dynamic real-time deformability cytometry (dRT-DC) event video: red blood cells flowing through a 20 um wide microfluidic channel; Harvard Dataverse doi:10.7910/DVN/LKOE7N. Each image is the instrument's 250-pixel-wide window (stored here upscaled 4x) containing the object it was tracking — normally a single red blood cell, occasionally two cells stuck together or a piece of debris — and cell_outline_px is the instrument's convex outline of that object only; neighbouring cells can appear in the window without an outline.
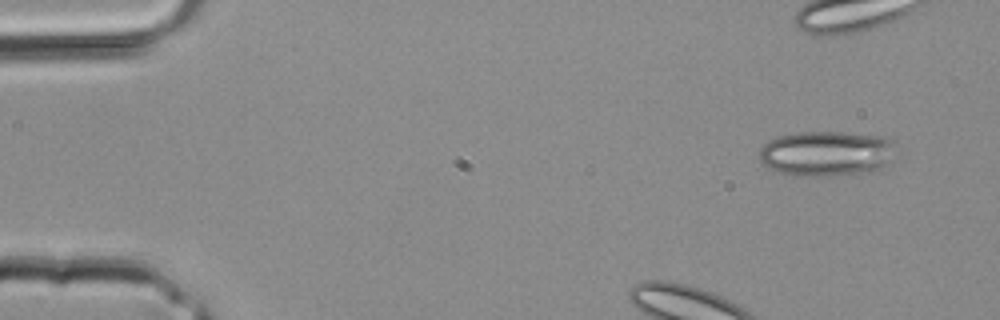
{"species": "common noctule bat (a hibernating species)", "species_latin": "Nyctalus noctula", "temperature_condition": "room temperature", "stored_images_in_passage": 4, "camera_frame_rate_fps": 3000, "um_per_image_px": 0.085, "animal": {"sex": "male", "body_mass_g": 20.4}, "frame": {"image": 1, "passage_image": 1, "time_ms": 0.0, "image_size_px": [1000, 320], "cell_outline_px": [[896, 140], [888, 160], [880, 168], [872, 172], [832, 176], [800, 176], [780, 172], [768, 168], [760, 160], [760, 148], [768, 140], [780, 136], [796, 132], [840, 132], [884, 136]], "centroid_in_image_um": [70.24, 13.04], "position_along_channel_um": 14.8, "area_um2": 36.01}}